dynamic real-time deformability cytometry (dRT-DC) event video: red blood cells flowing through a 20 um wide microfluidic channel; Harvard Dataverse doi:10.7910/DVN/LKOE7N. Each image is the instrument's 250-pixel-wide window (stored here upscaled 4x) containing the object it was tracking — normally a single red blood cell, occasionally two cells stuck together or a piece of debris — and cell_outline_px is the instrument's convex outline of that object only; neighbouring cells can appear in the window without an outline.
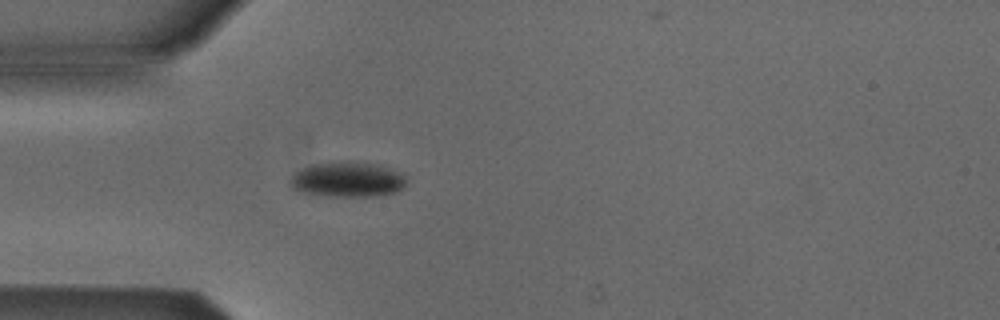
{"species": "Egyptian fruit bat (a non-hibernating species)", "species_latin": "Rousettus aegyptiacus", "temperature_condition": "cold", "stored_images_in_passage": 2, "camera_frame_rate_fps": 3000, "um_per_image_px": 0.085, "animal": {"sex": "male"}, "frame": {"image": 1, "passage_image": 2, "time_ms": 1.333, "image_size_px": [1000, 320], "cell_outline_px": [[408, 180], [404, 188], [396, 192], [376, 196], [328, 196], [300, 192], [292, 188], [288, 184], [288, 180], [292, 172], [312, 164], [344, 160], [376, 164], [400, 172]], "centroid_in_image_um": [29.49, 15.25], "position_along_channel_um": 55.5, "area_um2": 24.33}}